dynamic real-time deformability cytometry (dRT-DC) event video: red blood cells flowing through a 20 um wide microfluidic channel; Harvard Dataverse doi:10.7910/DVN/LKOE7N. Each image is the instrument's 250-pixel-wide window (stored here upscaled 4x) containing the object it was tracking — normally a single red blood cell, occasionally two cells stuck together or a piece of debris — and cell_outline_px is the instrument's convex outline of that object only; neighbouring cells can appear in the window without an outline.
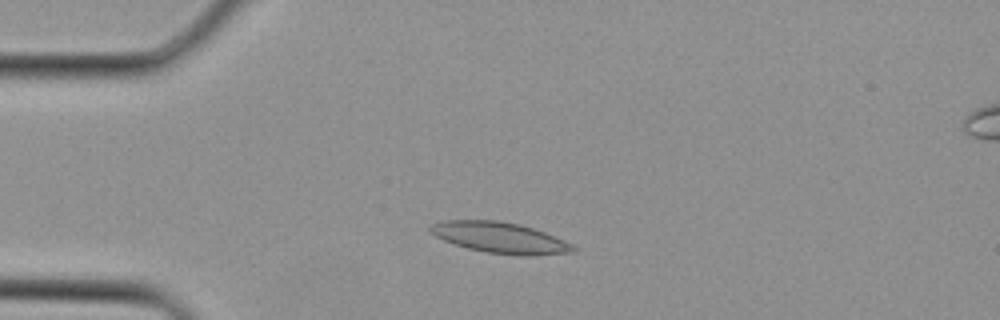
{"species": "Egyptian fruit bat (a non-hibernating species)", "species_latin": "Rousettus aegyptiacus", "temperature_condition": "cold", "stored_images_in_passage": 2, "camera_frame_rate_fps": 3000, "um_per_image_px": 0.085, "animal": {"sex": "female"}, "frame": {"image": 1, "passage_image": 2, "time_ms": 0.333, "image_size_px": [1000, 320], "cell_outline_px": [[576, 252], [528, 256], [520, 256], [488, 252], [468, 248], [444, 240], [436, 236], [428, 228], [432, 224], [444, 220], [500, 220], [520, 224], [544, 232], [564, 240], [572, 244], [576, 248]], "centroid_in_image_um": [42.54, 20.2], "position_along_channel_um": 42.5, "area_um2": 25.61}}